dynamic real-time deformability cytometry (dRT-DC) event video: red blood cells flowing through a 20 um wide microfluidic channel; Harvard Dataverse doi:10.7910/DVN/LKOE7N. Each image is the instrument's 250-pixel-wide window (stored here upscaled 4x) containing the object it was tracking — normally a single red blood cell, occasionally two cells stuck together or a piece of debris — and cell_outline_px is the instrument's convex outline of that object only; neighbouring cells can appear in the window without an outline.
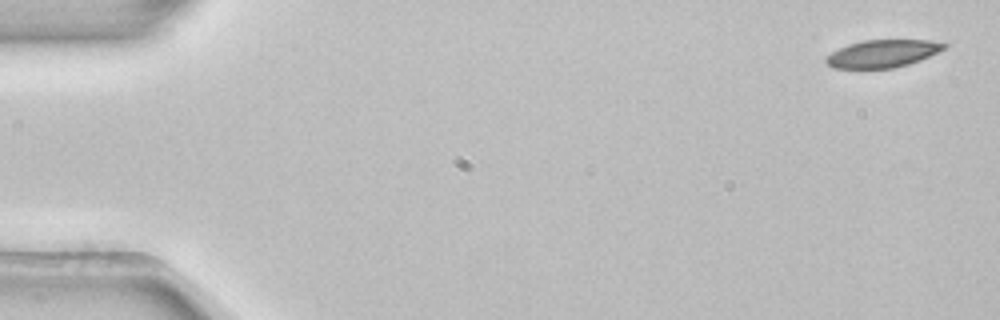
{"species": "common noctule bat (a hibernating species)", "species_latin": "Nyctalus noctula", "temperature_condition": "room temperature", "stored_images_in_passage": 5, "camera_frame_rate_fps": 3000, "um_per_image_px": 0.085, "animal": {"sex": "female", "body_mass_g": 22.7, "forearm_length_mm": 54.2}, "frame": {"image": 1, "passage_image": 1, "time_ms": 0.0, "image_size_px": [1000, 320], "cell_outline_px": [[948, 44], [944, 48], [920, 60], [908, 64], [892, 68], [832, 68], [824, 60], [824, 56], [848, 44], [864, 40], [928, 40]], "centroid_in_image_um": [74.96, 4.55], "position_along_channel_um": 10.0, "area_um2": 18.79}}
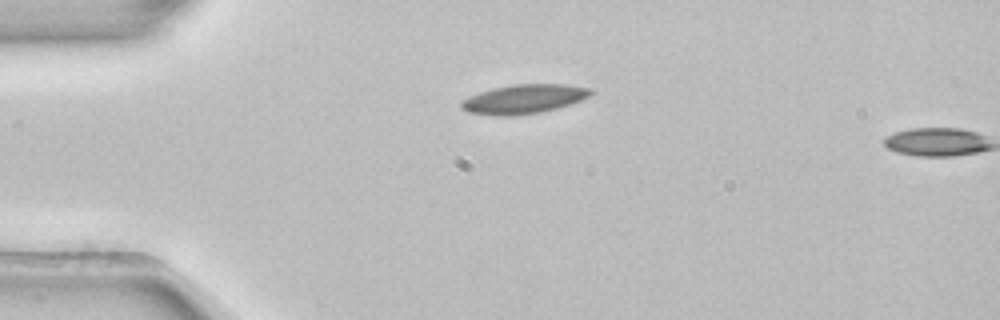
{"frame": {"image": 2, "passage_image": 4, "time_ms": 1.0, "image_size_px": [1000, 320], "cell_outline_px": [[592, 92], [588, 96], [580, 100], [556, 108], [540, 112], [512, 116], [508, 116], [468, 112], [460, 108], [460, 100], [468, 96], [492, 88], [512, 84], [564, 84], [592, 88]], "centroid_in_image_um": [44.48, 8.4], "position_along_channel_um": 40.5, "area_um2": 21.85}}